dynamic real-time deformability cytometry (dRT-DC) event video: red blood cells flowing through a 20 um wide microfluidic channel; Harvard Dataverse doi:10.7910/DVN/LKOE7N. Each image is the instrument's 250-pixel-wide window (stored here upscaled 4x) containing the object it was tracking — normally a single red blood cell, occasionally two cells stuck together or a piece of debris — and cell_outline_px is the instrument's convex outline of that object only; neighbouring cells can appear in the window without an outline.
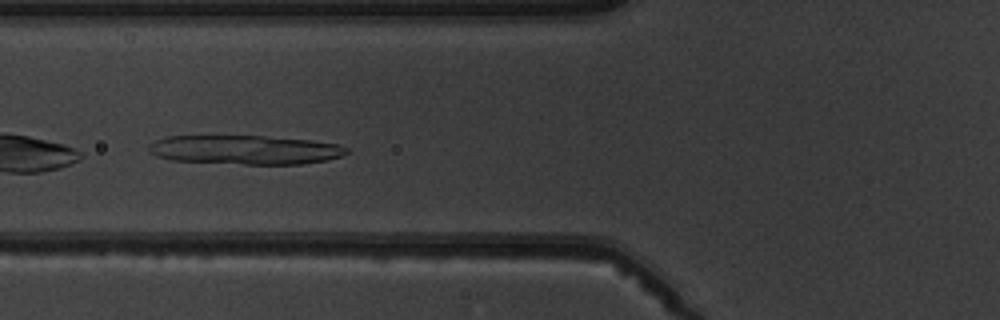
{"species": "common noctule bat (a hibernating species)", "species_latin": "Nyctalus noctula", "temperature_condition": "warm", "stored_images_in_passage": 8, "camera_frame_rate_fps": 3000, "um_per_image_px": 0.085, "animal": {"sex": "male", "body_mass_g": 19.5, "forearm_length_mm": 54.6}, "frame": {"image": 1, "passage_image": 5, "time_ms": 5.333, "image_size_px": [1000, 320], "cell_outline_px": [[348, 152], [340, 156], [328, 160], [304, 164], [244, 164], [172, 160], [156, 156], [148, 148], [148, 144], [156, 140], [168, 136], [264, 136], [312, 140], [340, 144], [348, 148]], "centroid_in_image_um": [20.87, 12.73], "position_along_channel_um": 104.9, "area_um2": 33.58}}
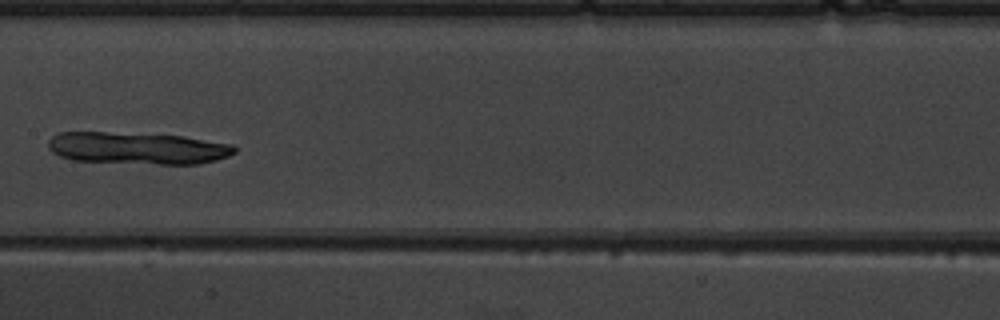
{"frame": {"image": 2, "passage_image": 7, "time_ms": 7.667, "image_size_px": [1000, 320], "cell_outline_px": [[236, 152], [228, 156], [216, 160], [200, 164], [156, 164], [72, 160], [60, 156], [52, 152], [48, 148], [48, 140], [56, 132], [104, 132], [184, 136], [232, 144], [236, 148]], "centroid_in_image_um": [11.68, 12.59], "position_along_channel_um": 195.7, "area_um2": 34.85}}
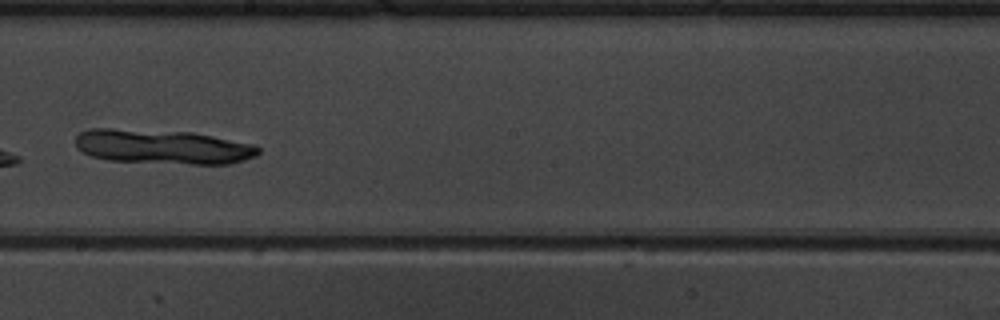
{"frame": {"image": 3, "passage_image": 8, "time_ms": 8.667, "image_size_px": [1000, 320], "cell_outline_px": [[260, 152], [256, 156], [232, 164], [192, 164], [108, 160], [92, 156], [76, 148], [76, 136], [80, 132], [88, 128], [112, 128], [192, 132], [256, 144], [260, 148]], "centroid_in_image_um": [13.86, 12.47], "position_along_channel_um": 234.3, "area_um2": 36.99}}